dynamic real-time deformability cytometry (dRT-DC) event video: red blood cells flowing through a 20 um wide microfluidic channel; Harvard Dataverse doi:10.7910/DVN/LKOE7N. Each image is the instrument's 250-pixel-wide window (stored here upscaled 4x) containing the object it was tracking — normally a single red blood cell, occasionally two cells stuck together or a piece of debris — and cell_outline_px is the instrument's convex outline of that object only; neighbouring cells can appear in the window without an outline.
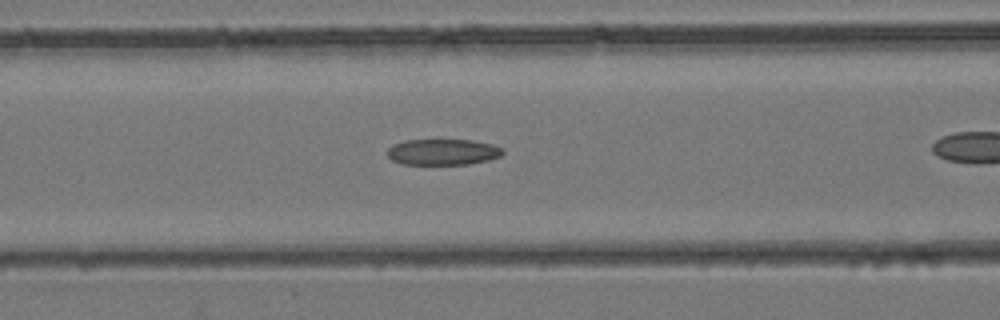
{"species": "common noctule bat (a hibernating species)", "species_latin": "Nyctalus noctula", "temperature_condition": "room temperature", "stored_images_in_passage": 18, "camera_frame_rate_fps": 3000, "um_per_image_px": 0.085, "animal": {"sex": "female", "body_mass_g": 24.6, "forearm_length_mm": 56.2}, "frame": {"image": 1, "passage_image": 4, "time_ms": 1.0, "image_size_px": [1000, 320], "cell_outline_px": [[504, 152], [500, 156], [488, 160], [468, 164], [404, 164], [392, 160], [388, 156], [388, 148], [392, 144], [404, 140], [472, 140], [492, 144], [504, 148]], "centroid_in_image_um": [37.65, 12.91], "position_along_channel_um": 129.0, "area_um2": 17.51}}
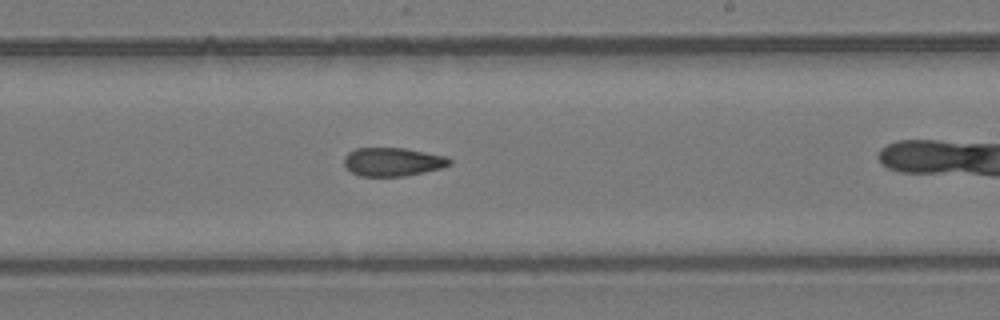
{"frame": {"image": 2, "passage_image": 11, "time_ms": 3.333, "image_size_px": [1000, 320], "cell_outline_px": [[452, 164], [444, 168], [404, 176], [360, 176], [352, 172], [344, 164], [344, 156], [348, 152], [356, 148], [404, 148], [448, 156], [452, 160]], "centroid_in_image_um": [33.43, 13.75], "position_along_channel_um": 255.6, "area_um2": 17.69}}
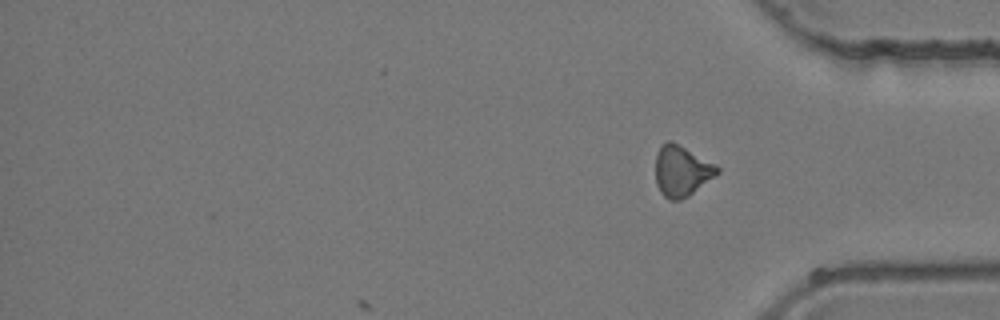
{"frame": {"image": 3, "passage_image": 18, "time_ms": 5.667, "image_size_px": [1000, 320], "cell_outline_px": [[720, 172], [688, 196], [680, 200], [672, 200], [664, 196], [660, 192], [656, 184], [656, 152], [660, 144], [668, 140], [672, 140], [716, 164], [720, 168]], "centroid_in_image_um": [57.93, 14.5], "position_along_channel_um": 377.3, "area_um2": 18.38}}